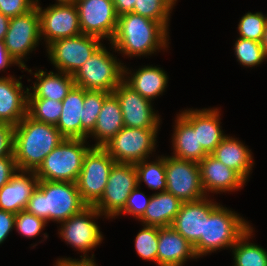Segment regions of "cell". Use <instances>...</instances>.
<instances>
[{
  "label": "cell",
  "instance_id": "6da1fadb",
  "mask_svg": "<svg viewBox=\"0 0 267 266\" xmlns=\"http://www.w3.org/2000/svg\"><path fill=\"white\" fill-rule=\"evenodd\" d=\"M168 41L169 32L159 22L131 12L118 16L116 32L110 44L111 49L131 58L165 50Z\"/></svg>",
  "mask_w": 267,
  "mask_h": 266
},
{
  "label": "cell",
  "instance_id": "7a4b0ae2",
  "mask_svg": "<svg viewBox=\"0 0 267 266\" xmlns=\"http://www.w3.org/2000/svg\"><path fill=\"white\" fill-rule=\"evenodd\" d=\"M64 138L56 126L26 115L14 126L13 154L18 170L36 171Z\"/></svg>",
  "mask_w": 267,
  "mask_h": 266
},
{
  "label": "cell",
  "instance_id": "3957f363",
  "mask_svg": "<svg viewBox=\"0 0 267 266\" xmlns=\"http://www.w3.org/2000/svg\"><path fill=\"white\" fill-rule=\"evenodd\" d=\"M88 205L82 200L76 182L39 180L25 210L45 222L61 223Z\"/></svg>",
  "mask_w": 267,
  "mask_h": 266
},
{
  "label": "cell",
  "instance_id": "277c9868",
  "mask_svg": "<svg viewBox=\"0 0 267 266\" xmlns=\"http://www.w3.org/2000/svg\"><path fill=\"white\" fill-rule=\"evenodd\" d=\"M251 227L244 217L219 203L205 216L204 236L194 246L196 256H206L222 248H232Z\"/></svg>",
  "mask_w": 267,
  "mask_h": 266
},
{
  "label": "cell",
  "instance_id": "5b68a950",
  "mask_svg": "<svg viewBox=\"0 0 267 266\" xmlns=\"http://www.w3.org/2000/svg\"><path fill=\"white\" fill-rule=\"evenodd\" d=\"M87 139L64 138L35 171L39 180L77 182L83 160L91 148Z\"/></svg>",
  "mask_w": 267,
  "mask_h": 266
},
{
  "label": "cell",
  "instance_id": "8992f818",
  "mask_svg": "<svg viewBox=\"0 0 267 266\" xmlns=\"http://www.w3.org/2000/svg\"><path fill=\"white\" fill-rule=\"evenodd\" d=\"M118 61L102 44L73 75L75 85L113 93L124 77V63Z\"/></svg>",
  "mask_w": 267,
  "mask_h": 266
},
{
  "label": "cell",
  "instance_id": "52a82bcc",
  "mask_svg": "<svg viewBox=\"0 0 267 266\" xmlns=\"http://www.w3.org/2000/svg\"><path fill=\"white\" fill-rule=\"evenodd\" d=\"M115 163L104 147H94L92 144L86 153L76 183L82 200L88 206H93L103 195Z\"/></svg>",
  "mask_w": 267,
  "mask_h": 266
},
{
  "label": "cell",
  "instance_id": "ba28073f",
  "mask_svg": "<svg viewBox=\"0 0 267 266\" xmlns=\"http://www.w3.org/2000/svg\"><path fill=\"white\" fill-rule=\"evenodd\" d=\"M158 130L124 126L104 148L115 162L135 164L155 152Z\"/></svg>",
  "mask_w": 267,
  "mask_h": 266
},
{
  "label": "cell",
  "instance_id": "9c48e42d",
  "mask_svg": "<svg viewBox=\"0 0 267 266\" xmlns=\"http://www.w3.org/2000/svg\"><path fill=\"white\" fill-rule=\"evenodd\" d=\"M101 216L103 215L94 206H87L60 223L58 234L67 244L84 254L83 257L80 256L81 260H94V254L91 257L86 254L103 241L102 232L95 223V219Z\"/></svg>",
  "mask_w": 267,
  "mask_h": 266
},
{
  "label": "cell",
  "instance_id": "30bf717a",
  "mask_svg": "<svg viewBox=\"0 0 267 266\" xmlns=\"http://www.w3.org/2000/svg\"><path fill=\"white\" fill-rule=\"evenodd\" d=\"M39 41H41L40 15L37 6L26 14L10 18L4 38L5 48L15 61L30 74H33L32 70L26 67L24 59L38 46Z\"/></svg>",
  "mask_w": 267,
  "mask_h": 266
},
{
  "label": "cell",
  "instance_id": "8fae6325",
  "mask_svg": "<svg viewBox=\"0 0 267 266\" xmlns=\"http://www.w3.org/2000/svg\"><path fill=\"white\" fill-rule=\"evenodd\" d=\"M101 45V39L80 34L56 40L46 50L50 63L58 72L74 75Z\"/></svg>",
  "mask_w": 267,
  "mask_h": 266
},
{
  "label": "cell",
  "instance_id": "7c38bea8",
  "mask_svg": "<svg viewBox=\"0 0 267 266\" xmlns=\"http://www.w3.org/2000/svg\"><path fill=\"white\" fill-rule=\"evenodd\" d=\"M138 186L135 165L115 163L101 198L93 205L105 218H114L123 210L127 198Z\"/></svg>",
  "mask_w": 267,
  "mask_h": 266
},
{
  "label": "cell",
  "instance_id": "4fadbf2b",
  "mask_svg": "<svg viewBox=\"0 0 267 266\" xmlns=\"http://www.w3.org/2000/svg\"><path fill=\"white\" fill-rule=\"evenodd\" d=\"M166 191L181 202H193L206 197L198 162L165 156Z\"/></svg>",
  "mask_w": 267,
  "mask_h": 266
},
{
  "label": "cell",
  "instance_id": "5bb4252c",
  "mask_svg": "<svg viewBox=\"0 0 267 266\" xmlns=\"http://www.w3.org/2000/svg\"><path fill=\"white\" fill-rule=\"evenodd\" d=\"M40 5L36 0L40 15V36L46 42V47L56 40L82 34L75 4L55 3L44 9Z\"/></svg>",
  "mask_w": 267,
  "mask_h": 266
},
{
  "label": "cell",
  "instance_id": "9a60e30c",
  "mask_svg": "<svg viewBox=\"0 0 267 266\" xmlns=\"http://www.w3.org/2000/svg\"><path fill=\"white\" fill-rule=\"evenodd\" d=\"M75 5L82 34L111 42L118 23L113 0H77Z\"/></svg>",
  "mask_w": 267,
  "mask_h": 266
},
{
  "label": "cell",
  "instance_id": "2e32d148",
  "mask_svg": "<svg viewBox=\"0 0 267 266\" xmlns=\"http://www.w3.org/2000/svg\"><path fill=\"white\" fill-rule=\"evenodd\" d=\"M118 98L123 123L128 128L159 129L160 116L152 102L122 81L113 91Z\"/></svg>",
  "mask_w": 267,
  "mask_h": 266
},
{
  "label": "cell",
  "instance_id": "e0dca14e",
  "mask_svg": "<svg viewBox=\"0 0 267 266\" xmlns=\"http://www.w3.org/2000/svg\"><path fill=\"white\" fill-rule=\"evenodd\" d=\"M217 204L210 197L208 199V196L197 201L184 202L171 226L194 247L200 237L204 236L205 216Z\"/></svg>",
  "mask_w": 267,
  "mask_h": 266
},
{
  "label": "cell",
  "instance_id": "ac0fdd59",
  "mask_svg": "<svg viewBox=\"0 0 267 266\" xmlns=\"http://www.w3.org/2000/svg\"><path fill=\"white\" fill-rule=\"evenodd\" d=\"M204 193L234 192L243 188L246 181L233 169L227 167L211 154L198 162ZM208 192V193H207Z\"/></svg>",
  "mask_w": 267,
  "mask_h": 266
},
{
  "label": "cell",
  "instance_id": "d6986e66",
  "mask_svg": "<svg viewBox=\"0 0 267 266\" xmlns=\"http://www.w3.org/2000/svg\"><path fill=\"white\" fill-rule=\"evenodd\" d=\"M179 114L197 131L198 146H202L208 154L226 137L217 108L186 109Z\"/></svg>",
  "mask_w": 267,
  "mask_h": 266
},
{
  "label": "cell",
  "instance_id": "ffe728a7",
  "mask_svg": "<svg viewBox=\"0 0 267 266\" xmlns=\"http://www.w3.org/2000/svg\"><path fill=\"white\" fill-rule=\"evenodd\" d=\"M22 76L16 79L13 76L0 77V122L16 126L26 115L28 92L23 88Z\"/></svg>",
  "mask_w": 267,
  "mask_h": 266
},
{
  "label": "cell",
  "instance_id": "44dd1931",
  "mask_svg": "<svg viewBox=\"0 0 267 266\" xmlns=\"http://www.w3.org/2000/svg\"><path fill=\"white\" fill-rule=\"evenodd\" d=\"M39 178L35 171H17L15 175L0 188V210L18 214L25 210L27 203L37 189Z\"/></svg>",
  "mask_w": 267,
  "mask_h": 266
},
{
  "label": "cell",
  "instance_id": "7402d4cb",
  "mask_svg": "<svg viewBox=\"0 0 267 266\" xmlns=\"http://www.w3.org/2000/svg\"><path fill=\"white\" fill-rule=\"evenodd\" d=\"M158 266H183L187 259H197L194 247L172 226L158 227Z\"/></svg>",
  "mask_w": 267,
  "mask_h": 266
},
{
  "label": "cell",
  "instance_id": "603a6c76",
  "mask_svg": "<svg viewBox=\"0 0 267 266\" xmlns=\"http://www.w3.org/2000/svg\"><path fill=\"white\" fill-rule=\"evenodd\" d=\"M128 70L124 65L123 81L147 100L153 101L166 90L168 76L160 67L144 66L133 73Z\"/></svg>",
  "mask_w": 267,
  "mask_h": 266
},
{
  "label": "cell",
  "instance_id": "cb8c5ba5",
  "mask_svg": "<svg viewBox=\"0 0 267 266\" xmlns=\"http://www.w3.org/2000/svg\"><path fill=\"white\" fill-rule=\"evenodd\" d=\"M217 160L236 171L245 181L255 164L251 150L239 139L226 135L211 153Z\"/></svg>",
  "mask_w": 267,
  "mask_h": 266
},
{
  "label": "cell",
  "instance_id": "d4e9b609",
  "mask_svg": "<svg viewBox=\"0 0 267 266\" xmlns=\"http://www.w3.org/2000/svg\"><path fill=\"white\" fill-rule=\"evenodd\" d=\"M124 127L118 98L110 93L104 100L97 122L88 137L96 140L94 147H104Z\"/></svg>",
  "mask_w": 267,
  "mask_h": 266
},
{
  "label": "cell",
  "instance_id": "484cf974",
  "mask_svg": "<svg viewBox=\"0 0 267 266\" xmlns=\"http://www.w3.org/2000/svg\"><path fill=\"white\" fill-rule=\"evenodd\" d=\"M85 89L74 85L62 101V113L56 127L65 138L82 139Z\"/></svg>",
  "mask_w": 267,
  "mask_h": 266
},
{
  "label": "cell",
  "instance_id": "4316f807",
  "mask_svg": "<svg viewBox=\"0 0 267 266\" xmlns=\"http://www.w3.org/2000/svg\"><path fill=\"white\" fill-rule=\"evenodd\" d=\"M33 75L36 82L28 88V98H48L62 102L75 85L73 75L61 71L47 73L39 69ZM31 88L33 92L30 91Z\"/></svg>",
  "mask_w": 267,
  "mask_h": 266
},
{
  "label": "cell",
  "instance_id": "83f0119b",
  "mask_svg": "<svg viewBox=\"0 0 267 266\" xmlns=\"http://www.w3.org/2000/svg\"><path fill=\"white\" fill-rule=\"evenodd\" d=\"M182 203L172 193L157 191L151 195L149 205L139 221L149 226H171Z\"/></svg>",
  "mask_w": 267,
  "mask_h": 266
},
{
  "label": "cell",
  "instance_id": "f1b7e54d",
  "mask_svg": "<svg viewBox=\"0 0 267 266\" xmlns=\"http://www.w3.org/2000/svg\"><path fill=\"white\" fill-rule=\"evenodd\" d=\"M176 117L172 134V156L200 162L208 153L202 146H198L197 131L180 114Z\"/></svg>",
  "mask_w": 267,
  "mask_h": 266
},
{
  "label": "cell",
  "instance_id": "f546056e",
  "mask_svg": "<svg viewBox=\"0 0 267 266\" xmlns=\"http://www.w3.org/2000/svg\"><path fill=\"white\" fill-rule=\"evenodd\" d=\"M253 227H250L231 248L233 266H267V251L261 246L251 243ZM250 242V243H249Z\"/></svg>",
  "mask_w": 267,
  "mask_h": 266
},
{
  "label": "cell",
  "instance_id": "4dcf8cb0",
  "mask_svg": "<svg viewBox=\"0 0 267 266\" xmlns=\"http://www.w3.org/2000/svg\"><path fill=\"white\" fill-rule=\"evenodd\" d=\"M134 165L138 186L144 182L151 190L166 191L165 156H158L155 161L145 159Z\"/></svg>",
  "mask_w": 267,
  "mask_h": 266
},
{
  "label": "cell",
  "instance_id": "1f68e13d",
  "mask_svg": "<svg viewBox=\"0 0 267 266\" xmlns=\"http://www.w3.org/2000/svg\"><path fill=\"white\" fill-rule=\"evenodd\" d=\"M177 0H136L133 13L159 22L167 31L172 8Z\"/></svg>",
  "mask_w": 267,
  "mask_h": 266
},
{
  "label": "cell",
  "instance_id": "d6a6232c",
  "mask_svg": "<svg viewBox=\"0 0 267 266\" xmlns=\"http://www.w3.org/2000/svg\"><path fill=\"white\" fill-rule=\"evenodd\" d=\"M62 113V102L48 98H28L27 115L33 120L57 125Z\"/></svg>",
  "mask_w": 267,
  "mask_h": 266
},
{
  "label": "cell",
  "instance_id": "836d02e7",
  "mask_svg": "<svg viewBox=\"0 0 267 266\" xmlns=\"http://www.w3.org/2000/svg\"><path fill=\"white\" fill-rule=\"evenodd\" d=\"M110 93L105 91L85 90L83 102L82 139H88L95 128L99 112L105 98Z\"/></svg>",
  "mask_w": 267,
  "mask_h": 266
},
{
  "label": "cell",
  "instance_id": "e575fe53",
  "mask_svg": "<svg viewBox=\"0 0 267 266\" xmlns=\"http://www.w3.org/2000/svg\"><path fill=\"white\" fill-rule=\"evenodd\" d=\"M234 53L238 62L244 67H255L266 60L261 42L237 38L234 44Z\"/></svg>",
  "mask_w": 267,
  "mask_h": 266
},
{
  "label": "cell",
  "instance_id": "d590c367",
  "mask_svg": "<svg viewBox=\"0 0 267 266\" xmlns=\"http://www.w3.org/2000/svg\"><path fill=\"white\" fill-rule=\"evenodd\" d=\"M144 226L135 238V249L140 258L157 264L158 227Z\"/></svg>",
  "mask_w": 267,
  "mask_h": 266
},
{
  "label": "cell",
  "instance_id": "8d00e7d4",
  "mask_svg": "<svg viewBox=\"0 0 267 266\" xmlns=\"http://www.w3.org/2000/svg\"><path fill=\"white\" fill-rule=\"evenodd\" d=\"M267 16L262 12L244 14L238 24L239 37L262 42Z\"/></svg>",
  "mask_w": 267,
  "mask_h": 266
},
{
  "label": "cell",
  "instance_id": "74e56055",
  "mask_svg": "<svg viewBox=\"0 0 267 266\" xmlns=\"http://www.w3.org/2000/svg\"><path fill=\"white\" fill-rule=\"evenodd\" d=\"M46 224L47 222L43 219L38 218L26 210H22L15 216L14 228L21 236L34 238L41 234Z\"/></svg>",
  "mask_w": 267,
  "mask_h": 266
},
{
  "label": "cell",
  "instance_id": "f35d334b",
  "mask_svg": "<svg viewBox=\"0 0 267 266\" xmlns=\"http://www.w3.org/2000/svg\"><path fill=\"white\" fill-rule=\"evenodd\" d=\"M139 189L140 186H137L132 190L129 197L127 198L123 210L117 216L121 214H129L134 216L138 220L143 216L147 206L149 205L151 195L148 197Z\"/></svg>",
  "mask_w": 267,
  "mask_h": 266
},
{
  "label": "cell",
  "instance_id": "ab89813d",
  "mask_svg": "<svg viewBox=\"0 0 267 266\" xmlns=\"http://www.w3.org/2000/svg\"><path fill=\"white\" fill-rule=\"evenodd\" d=\"M36 6V0H0V13L12 18L28 13Z\"/></svg>",
  "mask_w": 267,
  "mask_h": 266
},
{
  "label": "cell",
  "instance_id": "60d3db41",
  "mask_svg": "<svg viewBox=\"0 0 267 266\" xmlns=\"http://www.w3.org/2000/svg\"><path fill=\"white\" fill-rule=\"evenodd\" d=\"M14 126L0 122V158L13 154Z\"/></svg>",
  "mask_w": 267,
  "mask_h": 266
},
{
  "label": "cell",
  "instance_id": "b9f144b4",
  "mask_svg": "<svg viewBox=\"0 0 267 266\" xmlns=\"http://www.w3.org/2000/svg\"><path fill=\"white\" fill-rule=\"evenodd\" d=\"M18 171L14 154L0 158V188Z\"/></svg>",
  "mask_w": 267,
  "mask_h": 266
},
{
  "label": "cell",
  "instance_id": "7bdbcfd3",
  "mask_svg": "<svg viewBox=\"0 0 267 266\" xmlns=\"http://www.w3.org/2000/svg\"><path fill=\"white\" fill-rule=\"evenodd\" d=\"M16 214L0 210V244H2L8 237L9 233L14 230Z\"/></svg>",
  "mask_w": 267,
  "mask_h": 266
},
{
  "label": "cell",
  "instance_id": "ee69618b",
  "mask_svg": "<svg viewBox=\"0 0 267 266\" xmlns=\"http://www.w3.org/2000/svg\"><path fill=\"white\" fill-rule=\"evenodd\" d=\"M17 65L21 69H23L15 59L8 53L7 49L5 48L4 40H0V72L4 71L11 65Z\"/></svg>",
  "mask_w": 267,
  "mask_h": 266
},
{
  "label": "cell",
  "instance_id": "f6af8a7d",
  "mask_svg": "<svg viewBox=\"0 0 267 266\" xmlns=\"http://www.w3.org/2000/svg\"><path fill=\"white\" fill-rule=\"evenodd\" d=\"M54 266H96L94 260H78L72 258H58Z\"/></svg>",
  "mask_w": 267,
  "mask_h": 266
},
{
  "label": "cell",
  "instance_id": "bcb514c9",
  "mask_svg": "<svg viewBox=\"0 0 267 266\" xmlns=\"http://www.w3.org/2000/svg\"><path fill=\"white\" fill-rule=\"evenodd\" d=\"M136 0H113L117 15H123L133 12Z\"/></svg>",
  "mask_w": 267,
  "mask_h": 266
},
{
  "label": "cell",
  "instance_id": "7dc6e473",
  "mask_svg": "<svg viewBox=\"0 0 267 266\" xmlns=\"http://www.w3.org/2000/svg\"><path fill=\"white\" fill-rule=\"evenodd\" d=\"M10 18L0 13V40H4L9 27Z\"/></svg>",
  "mask_w": 267,
  "mask_h": 266
},
{
  "label": "cell",
  "instance_id": "c3c4849f",
  "mask_svg": "<svg viewBox=\"0 0 267 266\" xmlns=\"http://www.w3.org/2000/svg\"><path fill=\"white\" fill-rule=\"evenodd\" d=\"M262 47H263V50H264V54L267 58V22H266V26H265V31H264V36H263V39H262Z\"/></svg>",
  "mask_w": 267,
  "mask_h": 266
},
{
  "label": "cell",
  "instance_id": "681fc988",
  "mask_svg": "<svg viewBox=\"0 0 267 266\" xmlns=\"http://www.w3.org/2000/svg\"><path fill=\"white\" fill-rule=\"evenodd\" d=\"M77 0H56V4H75Z\"/></svg>",
  "mask_w": 267,
  "mask_h": 266
}]
</instances>
